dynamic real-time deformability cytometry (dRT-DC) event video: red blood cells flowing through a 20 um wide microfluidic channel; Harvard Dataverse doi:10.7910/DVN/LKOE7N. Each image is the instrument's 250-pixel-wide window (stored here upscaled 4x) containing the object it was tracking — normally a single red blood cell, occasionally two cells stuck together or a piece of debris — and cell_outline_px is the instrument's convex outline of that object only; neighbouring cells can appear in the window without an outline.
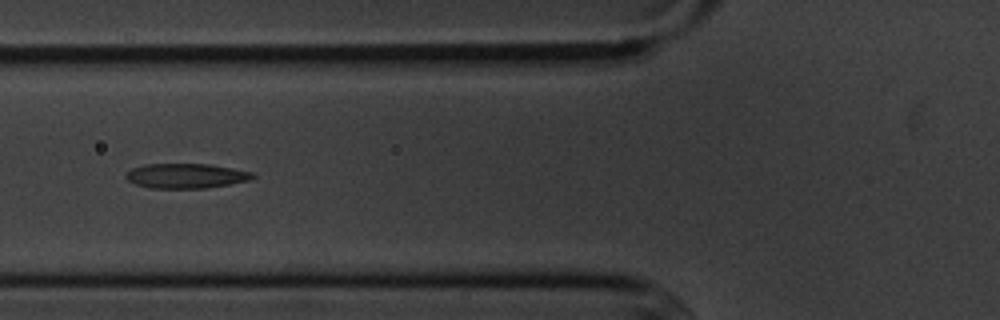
{"species": "common noctule bat (a hibernating species)", "species_latin": "Nyctalus noctula", "temperature_condition": "cold", "stored_images_in_passage": 7, "camera_frame_rate_fps": 3000, "um_per_image_px": 0.085, "animal": {"sex": "male", "body_mass_g": 20.1, "forearm_length_mm": 53.5}, "frame": {"image": 1, "passage_image": 5, "time_ms": 5.333, "image_size_px": [1000, 320], "cell_outline_px": [[256, 176], [252, 180], [208, 188], [152, 188], [136, 184], [128, 180], [124, 176], [132, 168], [144, 164], [212, 164], [252, 172]], "centroid_in_image_um": [15.85, 14.95], "position_along_channel_um": 110.0, "area_um2": 18.38}}
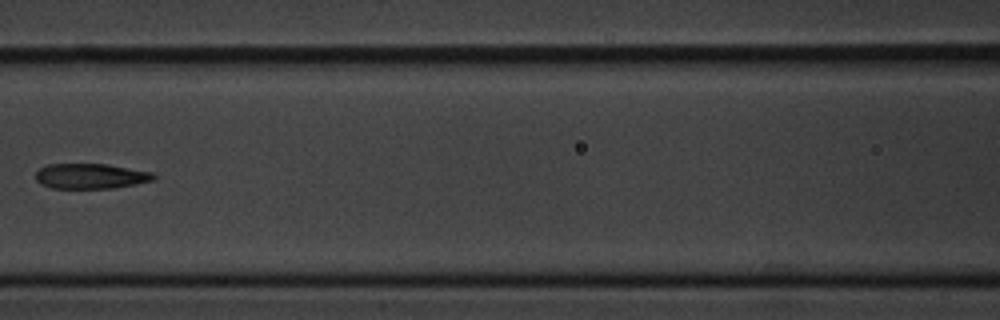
{"frame": {"image": 2, "passage_image": 6, "time_ms": 6.667, "image_size_px": [1000, 320], "cell_outline_px": [[156, 180], [136, 184], [112, 188], [52, 188], [40, 184], [36, 180], [36, 172], [40, 168], [48, 164], [108, 164], [152, 172], [156, 176]], "centroid_in_image_um": [7.72, 14.97], "position_along_channel_um": 158.9, "area_um2": 17.4}}
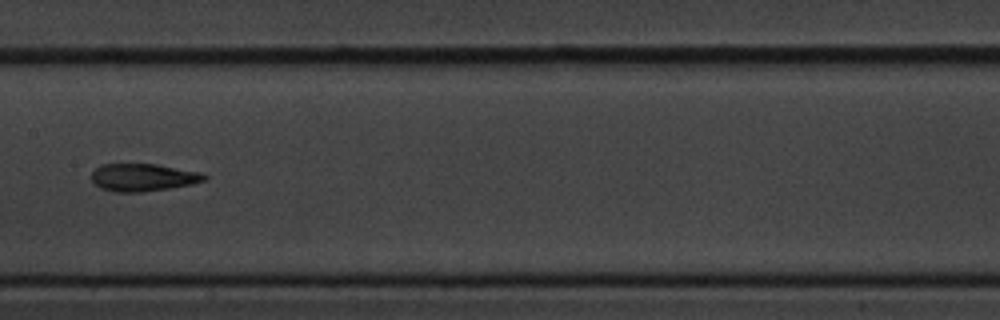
{"frame": {"image": 3, "passage_image": 7, "time_ms": 7.667, "image_size_px": [1000, 320], "cell_outline_px": [[208, 180], [192, 184], [168, 188], [140, 192], [112, 192], [100, 188], [92, 180], [92, 172], [100, 164], [156, 164], [200, 172], [208, 176]], "centroid_in_image_um": [12.17, 15.08], "position_along_channel_um": 195.2, "area_um2": 18.15}}